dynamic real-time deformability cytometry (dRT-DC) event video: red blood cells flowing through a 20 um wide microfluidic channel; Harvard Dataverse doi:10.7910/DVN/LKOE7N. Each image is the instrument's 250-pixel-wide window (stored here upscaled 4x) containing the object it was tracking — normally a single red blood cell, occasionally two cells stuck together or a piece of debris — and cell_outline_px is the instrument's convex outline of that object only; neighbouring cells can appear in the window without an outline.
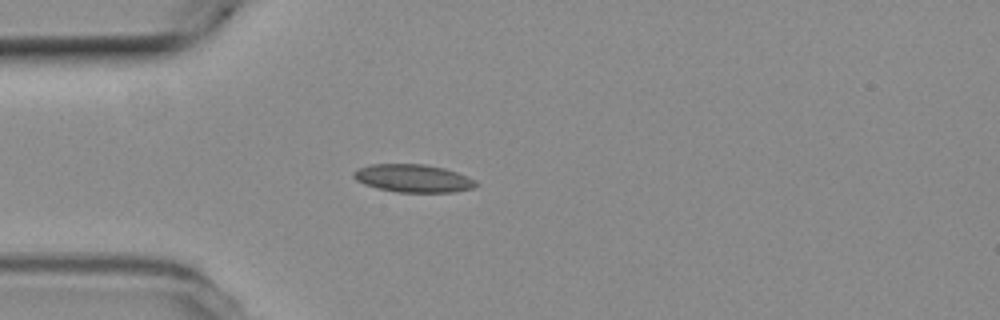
{"species": "common noctule bat (a hibernating species)", "species_latin": "Nyctalus noctula", "temperature_condition": "room temperature", "stored_images_in_passage": 41, "camera_frame_rate_fps": 3000, "um_per_image_px": 0.085, "animal": {"sex": "female", "body_mass_g": 19.3, "forearm_length_mm": 54.1}, "frame": {"image": 1, "passage_image": 1, "time_ms": 0.0, "image_size_px": [1000, 320], "cell_outline_px": [[480, 184], [476, 188], [452, 192], [396, 192], [376, 188], [364, 184], [356, 180], [352, 176], [352, 172], [356, 168], [372, 164], [424, 164], [444, 168], [468, 176], [476, 180]], "centroid_in_image_um": [35.12, 15.16], "position_along_channel_um": 49.9, "area_um2": 20.17}}
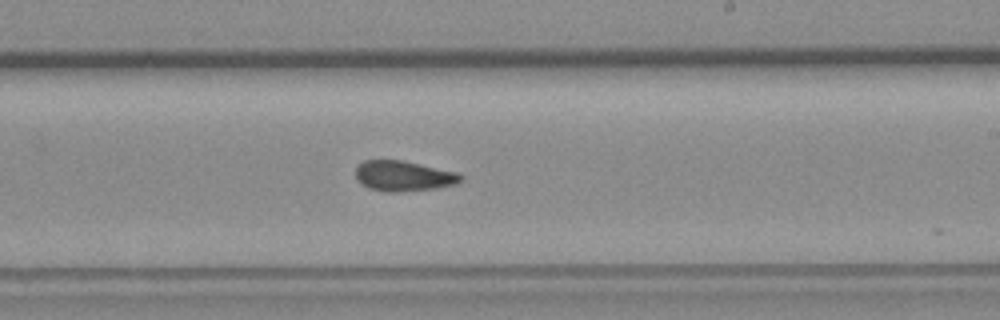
{"frame": {"image": 2, "passage_image": 18, "time_ms": 5.667, "image_size_px": [1000, 320], "cell_outline_px": [[464, 180], [456, 184], [436, 188], [396, 192], [388, 192], [368, 188], [360, 184], [356, 180], [356, 168], [364, 160], [400, 160], [456, 172], [464, 176]], "centroid_in_image_um": [34.29, 14.97], "position_along_channel_um": 254.7, "area_um2": 18.55}}
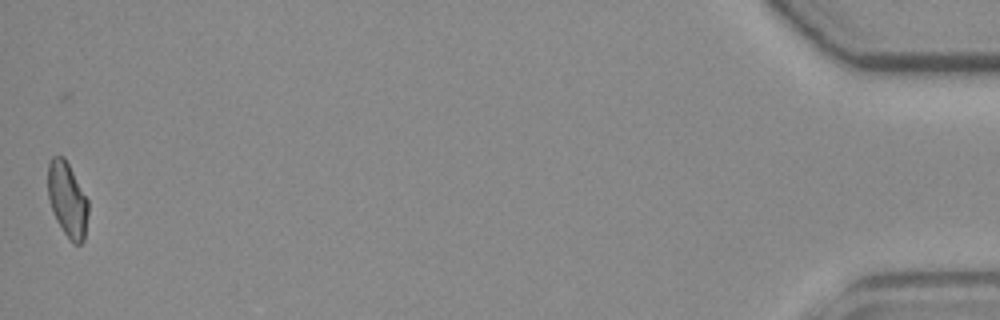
{"frame": {"image": 3, "passage_image": 40, "time_ms": 13.0, "image_size_px": [1000, 320], "cell_outline_px": [[88, 212], [84, 240], [80, 244], [72, 244], [56, 220], [52, 212], [48, 196], [48, 164], [52, 156], [64, 156], [88, 200]], "centroid_in_image_um": [5.72, 16.98], "position_along_channel_um": 429.5, "area_um2": 17.57}, "authors_computed_cell_mechanics": {"area_um2": 18.3804, "velocity_mm_per_s": 3.7941, "shape_relaxation_time_tau1_ms": null, "shape_relaxation_time_tau2_ms": 1.706, "deformation_change_tau1": null, "deformation_change_tau2": 0.076}}